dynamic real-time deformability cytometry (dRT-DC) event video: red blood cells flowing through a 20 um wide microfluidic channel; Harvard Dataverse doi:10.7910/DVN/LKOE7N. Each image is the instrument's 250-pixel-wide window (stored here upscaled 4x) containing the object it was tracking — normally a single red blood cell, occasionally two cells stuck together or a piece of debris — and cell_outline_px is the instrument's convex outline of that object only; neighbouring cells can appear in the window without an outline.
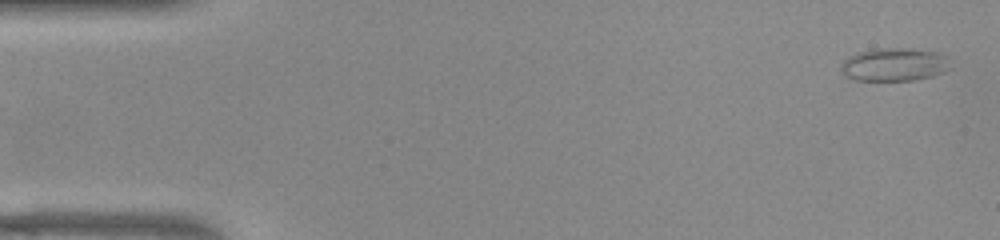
{"species": "common noctule bat (a hibernating species)", "species_latin": "Nyctalus noctula", "temperature_condition": "warm", "stored_images_in_passage": 51, "camera_frame_rate_fps": 3000, "um_per_image_px": 0.085, "animal": {"sex": "female", "body_mass_g": 22.0, "forearm_length_mm": 56.7}, "frame": {"image": 1, "passage_image": 1, "time_ms": 0.0, "image_size_px": [1000, 240], "cell_outline_px": [[952, 68], [944, 72], [932, 76], [916, 80], [852, 80], [844, 76], [840, 68], [840, 64], [848, 56], [856, 52], [876, 48], [912, 48], [936, 52], [944, 56]], "centroid_in_image_um": [75.97, 5.48], "position_along_channel_um": 9.0, "area_um2": 21.39}}
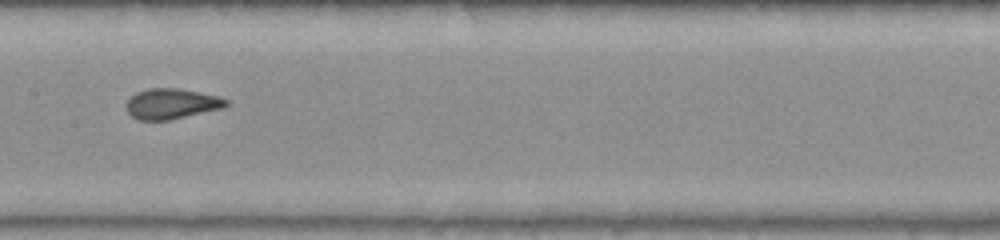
{"frame": {"image": 2, "passage_image": 25, "time_ms": 8.0, "image_size_px": [1000, 240], "cell_outline_px": [[228, 104], [224, 108], [168, 120], [136, 120], [128, 112], [128, 100], [136, 92], [148, 88], [176, 88], [216, 96], [228, 100]], "centroid_in_image_um": [14.57, 8.83], "position_along_channel_um": 192.8, "area_um2": 17.4}}
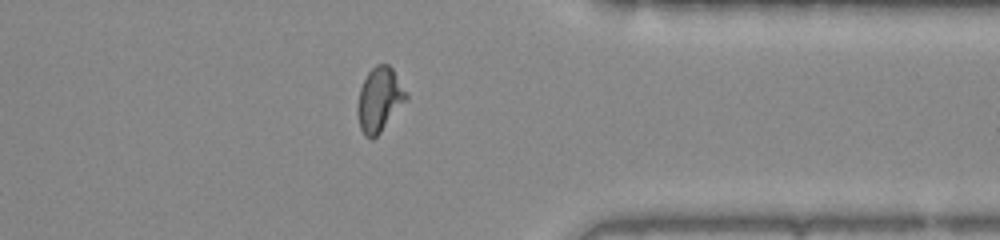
{"frame": {"image": 3, "passage_image": 40, "time_ms": 13.0, "image_size_px": [1000, 240], "cell_outline_px": [[408, 100], [380, 132], [372, 140], [364, 136], [360, 128], [356, 112], [356, 108], [360, 88], [368, 72], [376, 64], [388, 64], [392, 68], [408, 92]], "centroid_in_image_um": [32.26, 8.47], "position_along_channel_um": 379.1, "area_um2": 18.5}, "authors_computed_cell_mechanics": {"area_um2": 18.0914, "velocity_mm_per_s": 3.9171, "shape_relaxation_time_tau1_ms": 5.5485, "shape_relaxation_time_tau2_ms": 0.7501, "deformation_change_tau1": 0.154, "deformation_change_tau2": 0.0615}}